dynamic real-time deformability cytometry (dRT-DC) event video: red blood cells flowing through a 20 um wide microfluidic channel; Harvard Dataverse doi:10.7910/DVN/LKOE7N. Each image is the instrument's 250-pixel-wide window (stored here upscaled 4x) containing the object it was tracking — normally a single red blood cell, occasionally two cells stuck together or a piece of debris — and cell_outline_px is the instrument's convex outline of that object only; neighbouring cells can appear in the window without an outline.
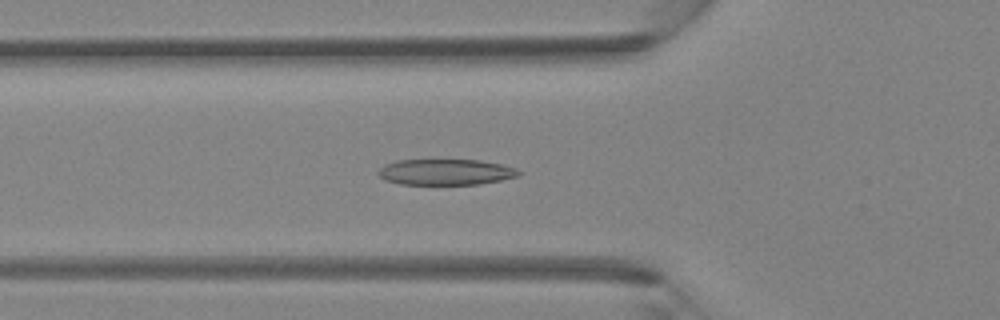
{"species": "Egyptian fruit bat (a non-hibernating species)", "species_latin": "Rousettus aegyptiacus", "temperature_condition": "room temperature", "stored_images_in_passage": 44, "camera_frame_rate_fps": 3000, "um_per_image_px": 0.085, "animal": {"sex": "female"}, "frame": {"image": 1, "passage_image": 16, "time_ms": 5.0, "image_size_px": [1000, 320], "cell_outline_px": [[520, 172], [516, 176], [500, 180], [480, 184], [400, 184], [384, 180], [376, 172], [384, 164], [396, 160], [480, 160], [504, 164], [516, 168]], "centroid_in_image_um": [37.85, 14.61], "position_along_channel_um": 88.0, "area_um2": 21.21}}
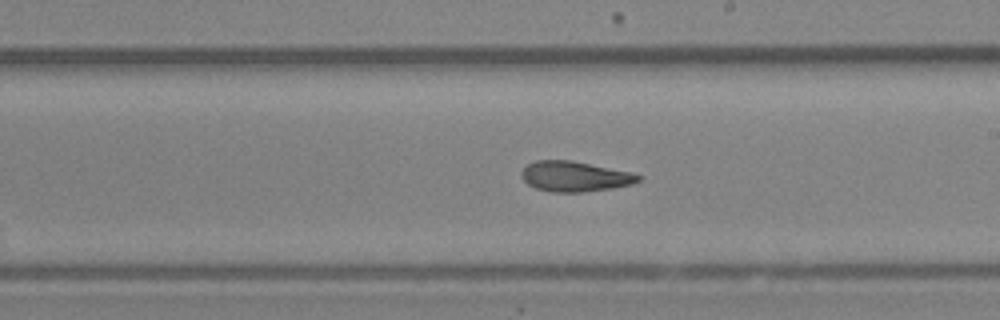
{"frame": {"image": 2, "passage_image": 26, "time_ms": 8.333, "image_size_px": [1000, 320], "cell_outline_px": [[644, 176], [640, 180], [632, 184], [612, 188], [584, 192], [552, 192], [536, 188], [528, 184], [520, 176], [520, 172], [528, 164], [536, 160], [572, 160], [632, 172]], "centroid_in_image_um": [48.87, 14.99], "position_along_channel_um": 240.1, "area_um2": 20.75}}
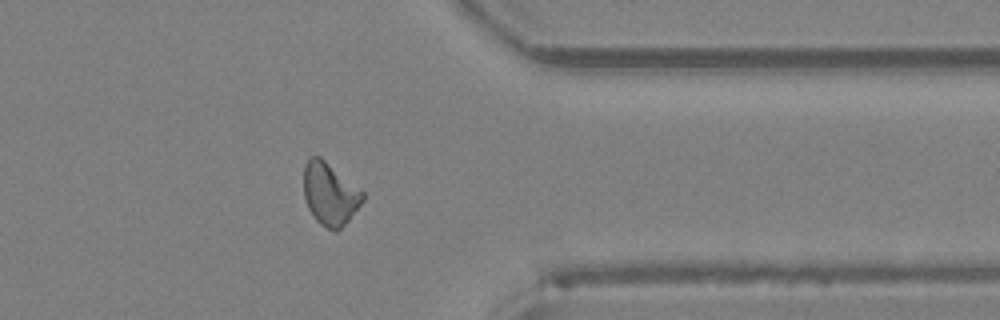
{"frame": {"image": 3, "passage_image": 36, "time_ms": 11.667, "image_size_px": [1000, 320], "cell_outline_px": [[364, 200], [348, 220], [336, 232], [320, 224], [316, 220], [308, 208], [304, 196], [304, 164], [312, 156], [320, 156], [364, 192]], "centroid_in_image_um": [28.03, 16.48], "position_along_channel_um": 383.4, "area_um2": 21.27}}